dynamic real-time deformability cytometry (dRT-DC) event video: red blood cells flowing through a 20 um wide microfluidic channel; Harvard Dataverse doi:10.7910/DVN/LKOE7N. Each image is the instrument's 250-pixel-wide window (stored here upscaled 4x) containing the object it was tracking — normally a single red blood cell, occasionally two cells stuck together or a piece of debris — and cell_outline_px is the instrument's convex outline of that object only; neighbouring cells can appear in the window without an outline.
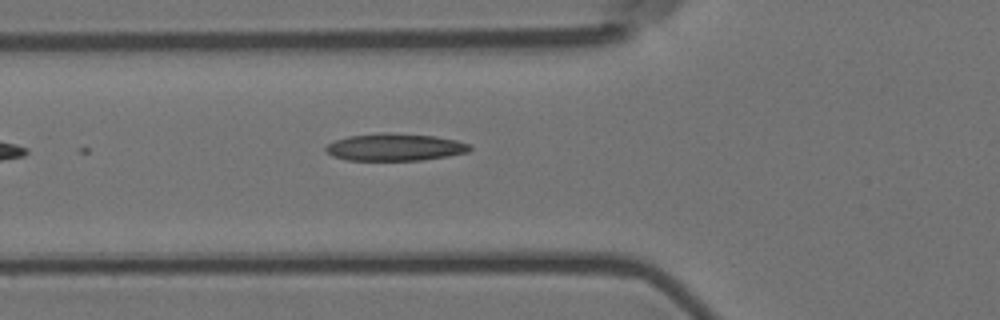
{"species": "Egyptian fruit bat (a non-hibernating species)", "species_latin": "Rousettus aegyptiacus", "temperature_condition": "room temperature", "stored_images_in_passage": 6, "camera_frame_rate_fps": 3000, "um_per_image_px": 0.085, "animal": {"sex": "female"}, "frame": {"image": 1, "passage_image": 6, "time_ms": 1.667, "image_size_px": [1000, 320], "cell_outline_px": [[472, 148], [468, 152], [448, 156], [420, 160], [348, 160], [332, 156], [324, 148], [328, 144], [336, 140], [348, 136], [380, 132], [384, 132], [436, 136], [456, 140], [472, 144]], "centroid_in_image_um": [33.59, 12.5], "position_along_channel_um": 92.2, "area_um2": 22.95}}